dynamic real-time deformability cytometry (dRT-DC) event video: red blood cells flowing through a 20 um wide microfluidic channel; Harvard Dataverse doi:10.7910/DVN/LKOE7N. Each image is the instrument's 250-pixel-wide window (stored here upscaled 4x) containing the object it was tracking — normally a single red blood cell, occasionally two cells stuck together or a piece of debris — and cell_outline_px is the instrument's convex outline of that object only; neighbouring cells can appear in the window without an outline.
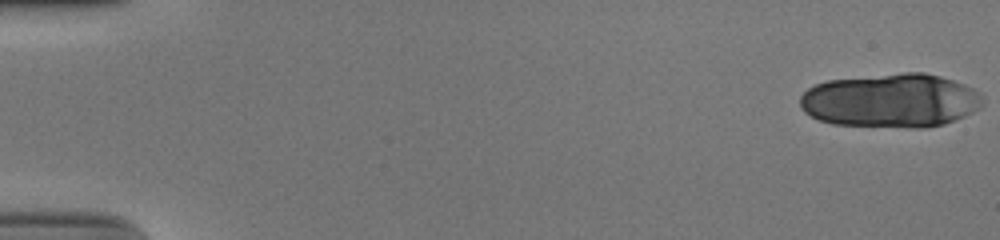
{"species": "human", "species_latin": "Homo sapiens", "temperature_condition": "cold", "stored_images_in_passage": 19, "camera_frame_rate_fps": 3000, "um_per_image_px": 0.085, "donor": {"sex": "male"}, "frame": {"image": 1, "passage_image": 1, "time_ms": 0.0, "image_size_px": [1000, 240], "cell_outline_px": [[984, 104], [980, 108], [964, 116], [944, 124], [924, 128], [916, 128], [832, 124], [820, 120], [804, 112], [800, 108], [800, 96], [808, 88], [816, 84], [828, 80], [904, 72], [924, 72], [940, 76], [964, 84], [980, 92], [984, 96]], "centroid_in_image_um": [75.75, 8.55], "position_along_channel_um": 9.3, "area_um2": 57.74}}